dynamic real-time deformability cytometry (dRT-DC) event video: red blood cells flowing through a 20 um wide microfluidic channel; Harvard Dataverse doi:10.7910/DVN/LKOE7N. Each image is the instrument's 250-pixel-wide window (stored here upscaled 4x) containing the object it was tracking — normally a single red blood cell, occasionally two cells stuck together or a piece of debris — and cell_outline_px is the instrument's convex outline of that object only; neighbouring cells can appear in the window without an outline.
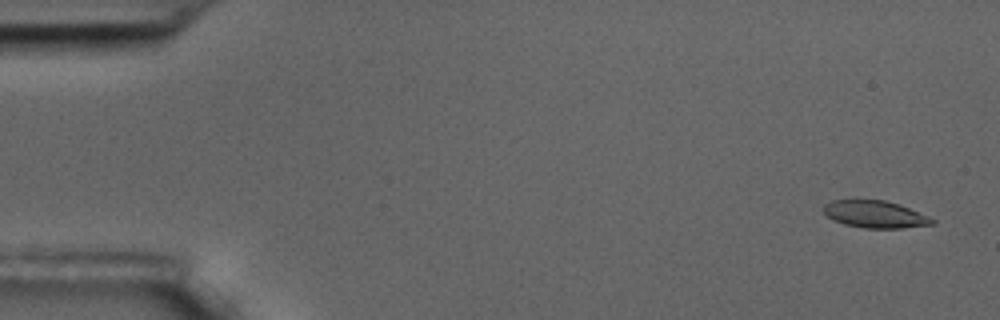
{"species": "common noctule bat (a hibernating species)", "species_latin": "Nyctalus noctula", "temperature_condition": "room temperature", "stored_images_in_passage": 4, "camera_frame_rate_fps": 3000, "um_per_image_px": 0.085, "animal": {"sex": "male", "body_mass_g": 17.5, "forearm_length_mm": 52.3}, "frame": {"image": 1, "passage_image": 1, "time_ms": 0.0, "image_size_px": [1000, 320], "cell_outline_px": [[936, 224], [900, 228], [864, 228], [844, 224], [832, 220], [824, 212], [824, 204], [832, 200], [884, 200], [900, 204], [928, 216], [936, 220]], "centroid_in_image_um": [74.4, 18.22], "position_along_channel_um": 10.6, "area_um2": 17.22}}
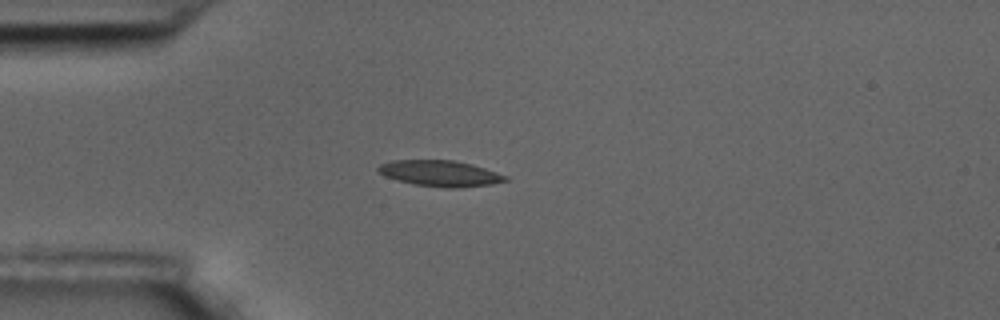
{"frame": {"image": 2, "passage_image": 4, "time_ms": 1.0, "image_size_px": [1000, 320], "cell_outline_px": [[508, 180], [492, 184], [460, 188], [448, 188], [416, 184], [384, 176], [376, 172], [376, 168], [380, 164], [392, 160], [452, 160], [472, 164], [508, 176]], "centroid_in_image_um": [37.4, 14.73], "position_along_channel_um": 47.6, "area_um2": 19.19}}